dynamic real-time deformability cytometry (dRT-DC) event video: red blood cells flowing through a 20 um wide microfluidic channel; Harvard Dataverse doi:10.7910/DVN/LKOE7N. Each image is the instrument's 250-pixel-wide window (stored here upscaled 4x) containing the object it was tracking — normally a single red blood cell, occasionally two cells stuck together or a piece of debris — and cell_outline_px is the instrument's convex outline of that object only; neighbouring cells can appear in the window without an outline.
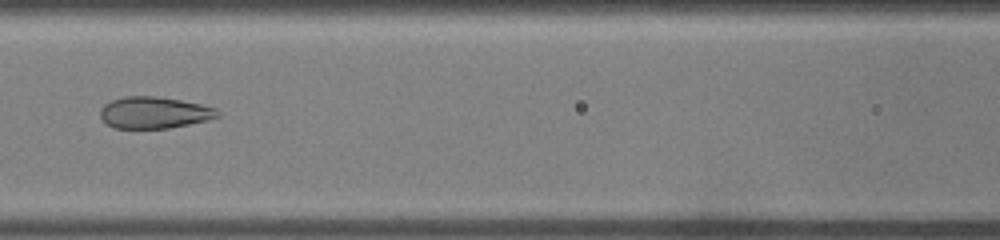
{"species": "common noctule bat (a hibernating species)", "species_latin": "Nyctalus noctula", "temperature_condition": "warm", "stored_images_in_passage": 31, "camera_frame_rate_fps": 3000, "um_per_image_px": 0.085, "animal": {"sex": "male", "body_mass_g": 19.0, "forearm_length_mm": 50.8}, "frame": {"image": 1, "passage_image": 11, "time_ms": 3.333, "image_size_px": [1000, 240], "cell_outline_px": [[220, 116], [188, 124], [168, 128], [112, 128], [100, 116], [100, 108], [104, 104], [112, 100], [124, 96], [152, 96], [180, 100], [200, 104], [216, 108], [220, 112]], "centroid_in_image_um": [13.08, 9.57], "position_along_channel_um": 153.5, "area_um2": 21.44}}
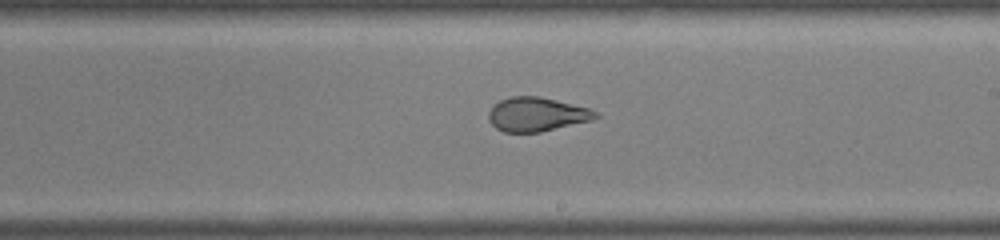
{"frame": {"image": 2, "passage_image": 16, "time_ms": 5.0, "image_size_px": [1000, 240], "cell_outline_px": [[600, 116], [592, 120], [540, 132], [504, 132], [496, 128], [488, 120], [488, 112], [500, 100], [512, 96], [540, 96], [588, 108], [596, 112]], "centroid_in_image_um": [45.61, 9.72], "position_along_channel_um": 243.4, "area_um2": 21.04}}
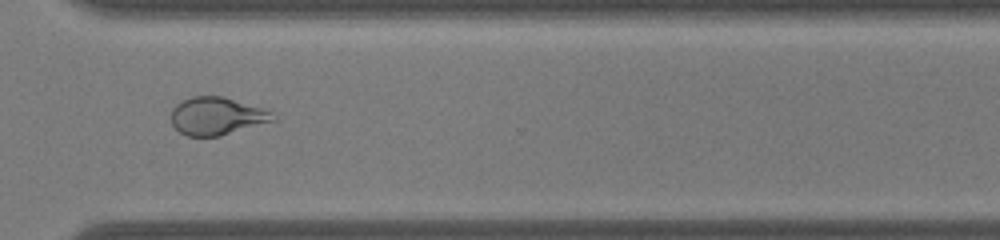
{"frame": {"image": 3, "passage_image": 22, "time_ms": 7.0, "image_size_px": [1000, 240], "cell_outline_px": [[276, 120], [220, 136], [188, 136], [180, 132], [172, 124], [172, 108], [176, 104], [192, 96], [224, 96], [272, 112]], "centroid_in_image_um": [18.41, 9.87], "position_along_channel_um": 352.2, "area_um2": 22.14}}